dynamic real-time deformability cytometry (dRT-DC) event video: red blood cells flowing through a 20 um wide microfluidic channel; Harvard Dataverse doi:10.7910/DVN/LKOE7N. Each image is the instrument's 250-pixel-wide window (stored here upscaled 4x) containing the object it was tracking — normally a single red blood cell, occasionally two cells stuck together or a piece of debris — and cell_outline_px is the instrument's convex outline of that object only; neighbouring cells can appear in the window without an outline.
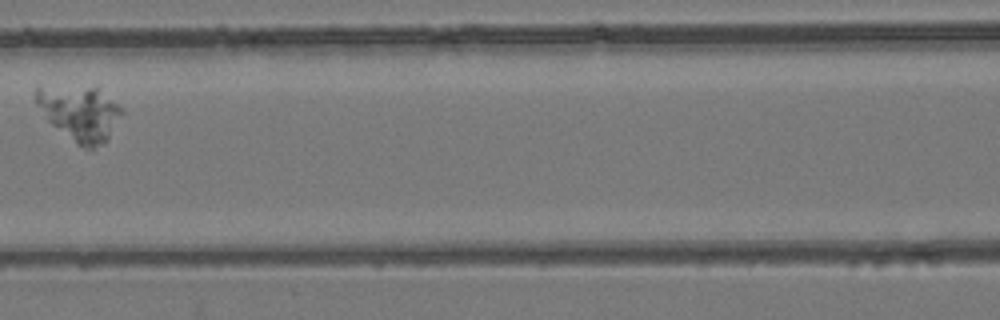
{"species": "common noctule bat (a hibernating species)", "species_latin": "Nyctalus noctula", "temperature_condition": "room temperature", "stored_images_in_passage": 3, "camera_frame_rate_fps": 3000, "um_per_image_px": 0.085, "animal": {"sex": "female", "body_mass_g": 24.6, "forearm_length_mm": 56.2}, "frame": {"image": 1, "passage_image": 3, "time_ms": 2.333, "image_size_px": [1000, 320], "cell_outline_px": [[124, 112], [108, 140], [104, 144], [92, 148], [84, 148], [76, 144], [52, 124], [48, 120], [36, 104], [36, 84], [100, 84], [124, 108]], "centroid_in_image_um": [6.83, 9.49], "position_along_channel_um": 159.8, "area_um2": 29.3}}